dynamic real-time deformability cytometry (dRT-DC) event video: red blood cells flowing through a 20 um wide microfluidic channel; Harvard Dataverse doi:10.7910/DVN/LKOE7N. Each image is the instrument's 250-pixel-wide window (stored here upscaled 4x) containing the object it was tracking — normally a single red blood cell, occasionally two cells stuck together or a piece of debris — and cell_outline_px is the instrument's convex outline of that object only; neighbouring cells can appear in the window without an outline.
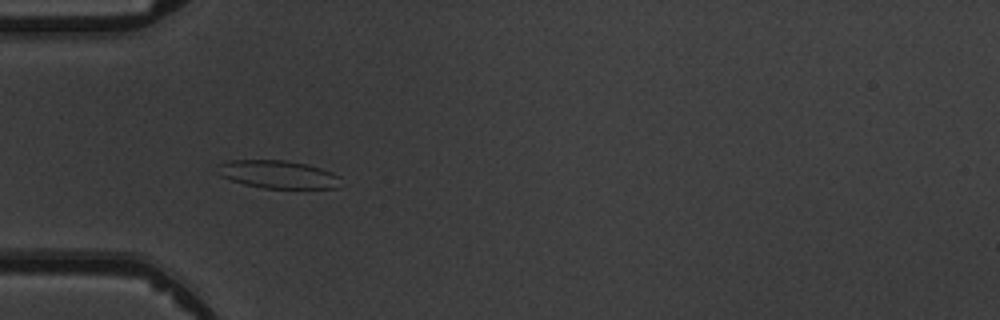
{"species": "common noctule bat (a hibernating species)", "species_latin": "Nyctalus noctula", "temperature_condition": "warm", "stored_images_in_passage": 5, "camera_frame_rate_fps": 3000, "um_per_image_px": 0.085, "animal": {"sex": "male", "body_mass_g": 19.5, "forearm_length_mm": 54.6}, "frame": {"image": 1, "passage_image": 4, "time_ms": 3.667, "image_size_px": [1000, 320], "cell_outline_px": [[340, 176], [336, 188], [264, 188], [244, 184], [220, 176], [216, 164], [228, 160], [284, 160], [308, 164], [332, 172]], "centroid_in_image_um": [23.59, 14.81], "position_along_channel_um": 61.4, "area_um2": 20.0}}